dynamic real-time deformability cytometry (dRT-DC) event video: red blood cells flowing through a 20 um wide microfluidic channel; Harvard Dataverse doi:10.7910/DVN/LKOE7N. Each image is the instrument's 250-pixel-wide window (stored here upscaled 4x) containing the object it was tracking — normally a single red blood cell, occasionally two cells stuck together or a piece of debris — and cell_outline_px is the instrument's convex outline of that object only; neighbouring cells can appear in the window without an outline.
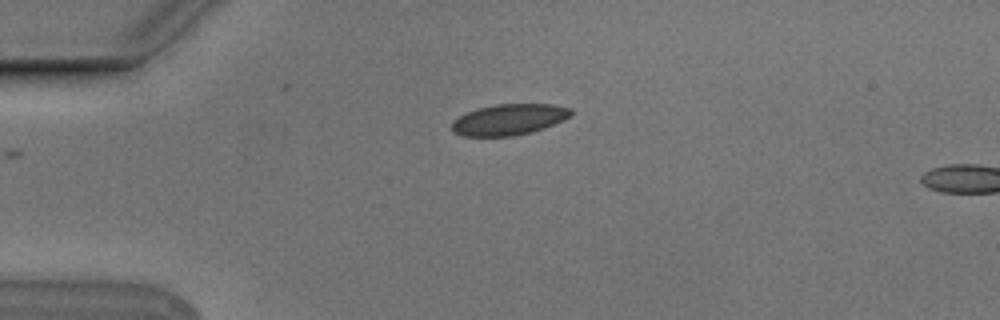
{"species": "Egyptian fruit bat (a non-hibernating species)", "species_latin": "Rousettus aegyptiacus", "temperature_condition": "cold", "stored_images_in_passage": 3, "camera_frame_rate_fps": 3000, "um_per_image_px": 0.085, "animal": {"sex": "male"}, "frame": {"image": 1, "passage_image": 1, "time_ms": 0.0, "image_size_px": [1000, 320], "cell_outline_px": [[572, 116], [564, 120], [544, 128], [512, 136], [460, 136], [452, 132], [452, 120], [476, 108], [496, 104], [552, 104], [572, 108]], "centroid_in_image_um": [43.26, 10.15], "position_along_channel_um": 41.7, "area_um2": 21.62}}